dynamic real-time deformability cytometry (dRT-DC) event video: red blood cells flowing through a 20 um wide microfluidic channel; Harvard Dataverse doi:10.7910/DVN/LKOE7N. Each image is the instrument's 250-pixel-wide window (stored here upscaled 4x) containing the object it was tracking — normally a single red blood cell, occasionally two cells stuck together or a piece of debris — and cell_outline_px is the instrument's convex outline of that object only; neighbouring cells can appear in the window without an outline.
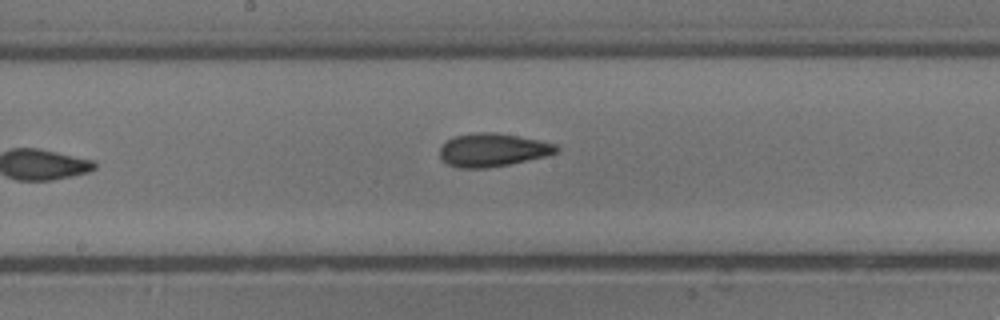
{"species": "common noctule bat (a hibernating species)", "species_latin": "Nyctalus noctula", "temperature_condition": "cold", "stored_images_in_passage": 8, "camera_frame_rate_fps": 3000, "um_per_image_px": 0.085, "animal": {"sex": "male", "body_mass_g": 13.3}, "frame": {"image": 1, "passage_image": 8, "time_ms": 2.333, "image_size_px": [1000, 320], "cell_outline_px": [[560, 148], [556, 152], [544, 156], [508, 164], [488, 168], [460, 168], [448, 164], [440, 156], [440, 148], [448, 140], [456, 136], [472, 132], [496, 132], [540, 140], [556, 144]], "centroid_in_image_um": [41.88, 12.73], "position_along_channel_um": 206.3, "area_um2": 22.37}}